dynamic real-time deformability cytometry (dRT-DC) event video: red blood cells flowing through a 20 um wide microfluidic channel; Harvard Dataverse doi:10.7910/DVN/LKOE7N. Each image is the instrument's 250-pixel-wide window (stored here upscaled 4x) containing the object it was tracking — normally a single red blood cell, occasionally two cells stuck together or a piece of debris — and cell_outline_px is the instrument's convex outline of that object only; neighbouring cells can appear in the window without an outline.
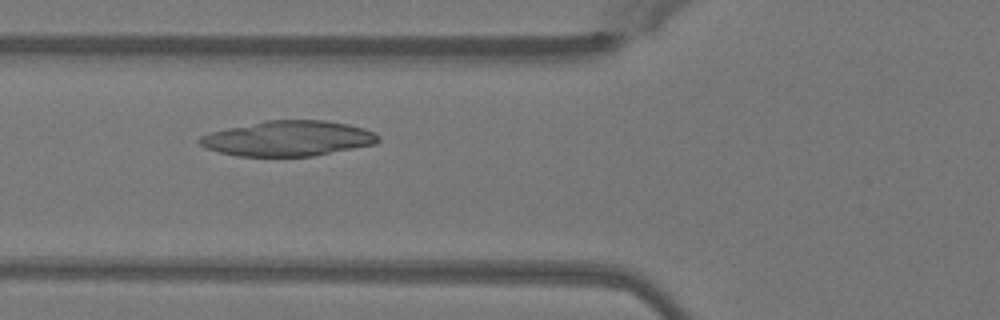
{"species": "Egyptian fruit bat (a non-hibernating species)", "species_latin": "Rousettus aegyptiacus", "temperature_condition": "warm", "stored_images_in_passage": 33, "camera_frame_rate_fps": 3000, "um_per_image_px": 0.085, "animal": {"sex": "female"}, "frame": {"image": 1, "passage_image": 5, "time_ms": 1.333, "image_size_px": [1000, 320], "cell_outline_px": [[380, 140], [376, 144], [312, 156], [236, 156], [220, 152], [208, 148], [200, 144], [200, 136], [212, 132], [228, 128], [264, 120], [324, 120], [348, 124], [364, 128], [380, 136]], "centroid_in_image_um": [24.53, 11.76], "position_along_channel_um": 101.3, "area_um2": 36.47}}
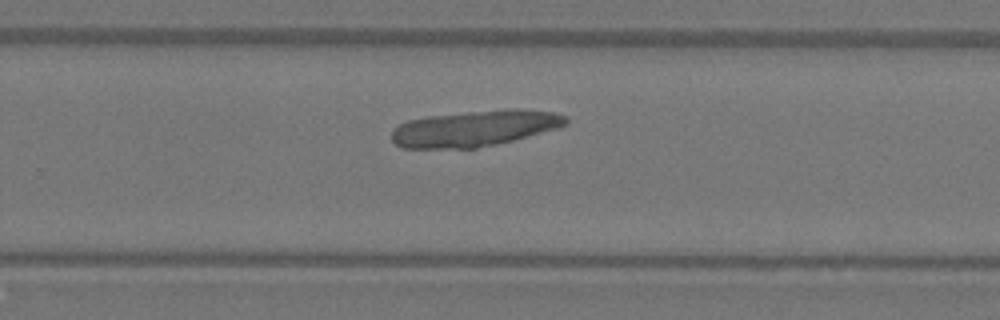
{"frame": {"image": 2, "passage_image": 19, "time_ms": 6.0, "image_size_px": [1000, 320], "cell_outline_px": [[568, 120], [560, 128], [496, 144], [476, 148], [400, 148], [392, 140], [392, 132], [400, 124], [408, 120], [428, 116], [468, 112], [512, 108], [516, 108], [552, 112], [568, 116]], "centroid_in_image_um": [40.37, 10.91], "position_along_channel_um": 289.4, "area_um2": 36.41}}
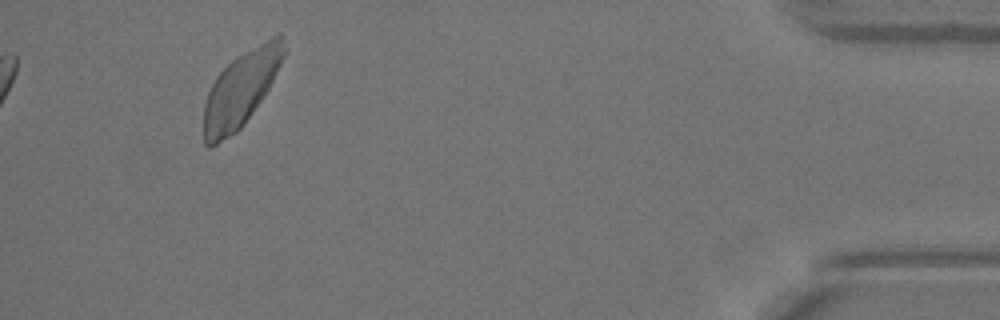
{"frame": {"image": 3, "passage_image": 33, "time_ms": 10.667, "image_size_px": [1000, 320], "cell_outline_px": [[288, 48], [268, 88], [252, 112], [240, 128], [236, 132], [212, 148], [208, 148], [204, 144], [204, 104], [208, 92], [216, 76], [236, 56], [272, 36], [280, 32], [284, 36]], "centroid_in_image_um": [20.47, 7.54], "position_along_channel_um": 414.7, "area_um2": 34.97}}